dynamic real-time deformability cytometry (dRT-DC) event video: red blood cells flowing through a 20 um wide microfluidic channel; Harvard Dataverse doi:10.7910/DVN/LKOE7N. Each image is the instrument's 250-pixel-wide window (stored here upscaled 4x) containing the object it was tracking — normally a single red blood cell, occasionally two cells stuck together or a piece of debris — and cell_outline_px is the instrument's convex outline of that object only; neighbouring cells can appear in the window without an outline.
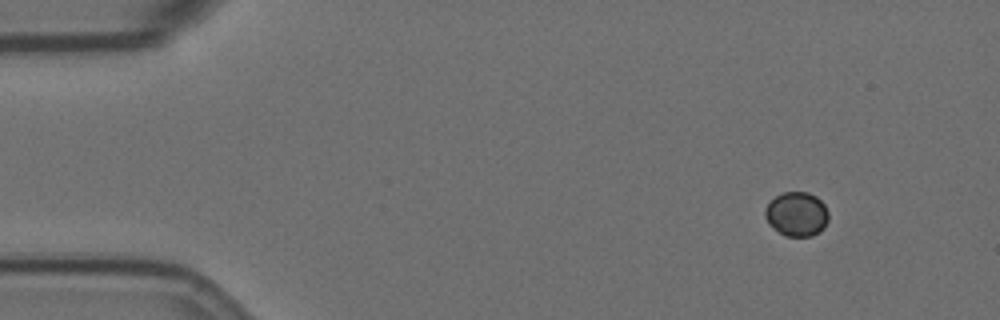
{"species": "Egyptian fruit bat (a non-hibernating species)", "species_latin": "Rousettus aegyptiacus", "temperature_condition": "room temperature", "stored_images_in_passage": 53, "camera_frame_rate_fps": 3000, "um_per_image_px": 0.085, "animal": {"sex": "female"}, "frame": {"image": 1, "passage_image": 1, "time_ms": 0.0, "image_size_px": [1000, 320], "cell_outline_px": [[828, 220], [824, 228], [820, 232], [812, 236], [784, 236], [768, 224], [764, 216], [764, 208], [776, 196], [784, 192], [808, 192], [816, 196], [824, 204], [828, 212]], "centroid_in_image_um": [67.71, 18.21], "position_along_channel_um": 17.3, "area_um2": 16.53}}
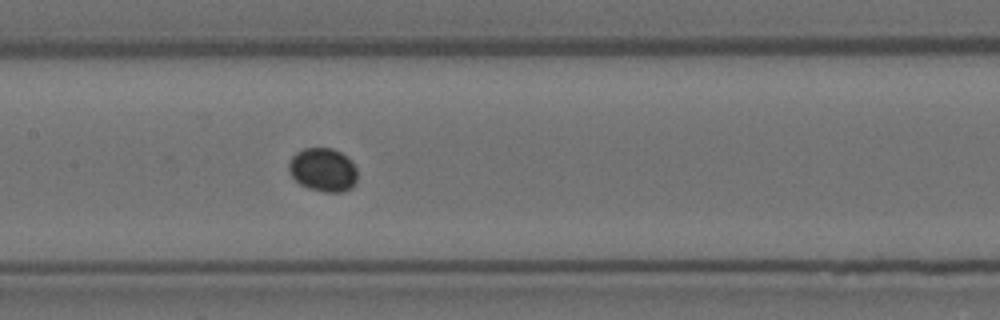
{"frame": {"image": 2, "passage_image": 23, "time_ms": 7.333, "image_size_px": [1000, 320], "cell_outline_px": [[356, 180], [352, 188], [340, 192], [324, 192], [308, 188], [300, 184], [288, 172], [288, 164], [292, 156], [296, 152], [304, 148], [332, 148], [340, 152], [352, 160], [356, 168]], "centroid_in_image_um": [27.45, 14.43], "position_along_channel_um": 180.0, "area_um2": 17.51}}
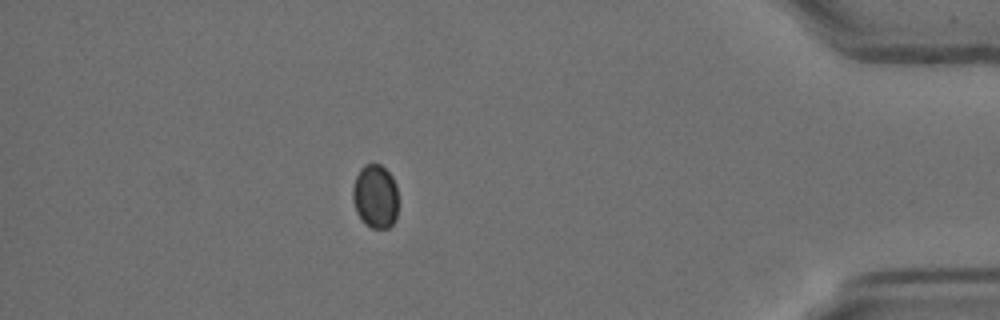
{"frame": {"image": 3, "passage_image": 46, "time_ms": 15.0, "image_size_px": [1000, 320], "cell_outline_px": [[396, 220], [388, 228], [372, 228], [364, 224], [356, 212], [352, 200], [352, 188], [356, 176], [360, 168], [364, 164], [380, 164], [392, 176], [396, 184]], "centroid_in_image_um": [31.87, 16.69], "position_along_channel_um": 403.3, "area_um2": 16.99}}